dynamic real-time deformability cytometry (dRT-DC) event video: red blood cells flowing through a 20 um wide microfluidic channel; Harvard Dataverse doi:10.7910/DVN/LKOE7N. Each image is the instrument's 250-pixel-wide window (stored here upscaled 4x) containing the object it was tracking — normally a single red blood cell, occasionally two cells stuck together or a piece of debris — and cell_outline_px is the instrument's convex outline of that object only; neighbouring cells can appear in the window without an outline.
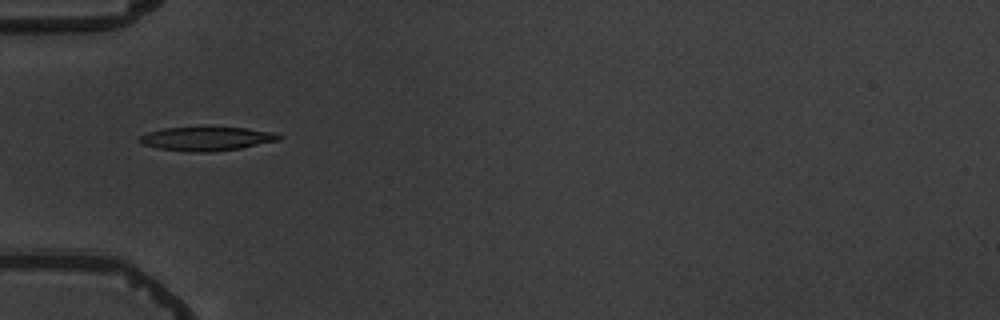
{"species": "common noctule bat (a hibernating species)", "species_latin": "Nyctalus noctula", "temperature_condition": "warm", "stored_images_in_passage": 6, "camera_frame_rate_fps": 3000, "um_per_image_px": 0.085, "animal": {"sex": "male", "body_mass_g": 19.5, "forearm_length_mm": 54.6}, "frame": {"image": 1, "passage_image": 4, "time_ms": 3.333, "image_size_px": [1000, 320], "cell_outline_px": [[280, 140], [240, 148], [212, 152], [188, 152], [160, 148], [140, 144], [136, 140], [140, 136], [148, 132], [164, 128], [200, 124], [204, 124], [244, 128], [272, 132], [280, 136]], "centroid_in_image_um": [17.49, 11.74], "position_along_channel_um": 67.5, "area_um2": 20.29}}
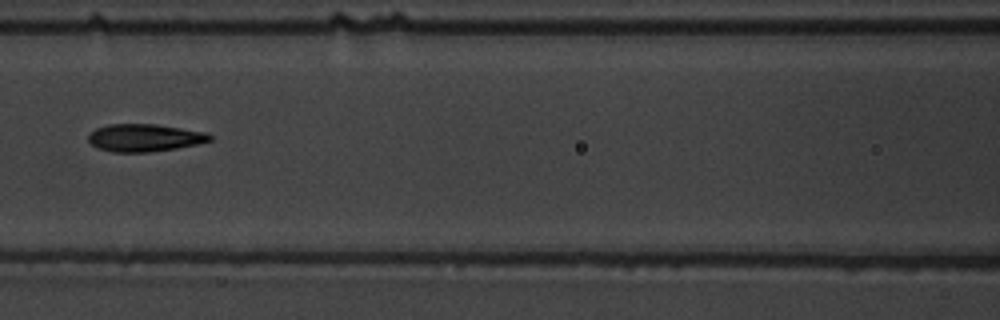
{"frame": {"image": 2, "passage_image": 6, "time_ms": 5.667, "image_size_px": [1000, 320], "cell_outline_px": [[212, 140], [196, 144], [176, 148], [148, 152], [112, 152], [100, 148], [92, 144], [88, 140], [88, 136], [96, 128], [108, 124], [156, 124], [208, 132], [212, 136]], "centroid_in_image_um": [12.31, 11.7], "position_along_channel_um": 154.3, "area_um2": 19.42}}